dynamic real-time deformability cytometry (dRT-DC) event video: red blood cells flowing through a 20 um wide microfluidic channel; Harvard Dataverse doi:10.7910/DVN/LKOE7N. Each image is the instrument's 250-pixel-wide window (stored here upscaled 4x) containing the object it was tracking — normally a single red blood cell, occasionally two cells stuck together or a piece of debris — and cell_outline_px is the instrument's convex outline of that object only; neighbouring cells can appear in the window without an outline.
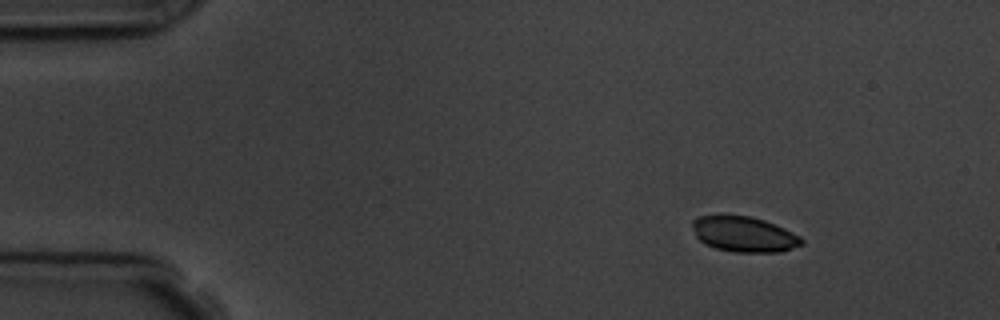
{"species": "common noctule bat (a hibernating species)", "species_latin": "Nyctalus noctula", "temperature_condition": "room temperature", "stored_images_in_passage": 9, "camera_frame_rate_fps": 3000, "um_per_image_px": 0.085, "animal": {"sex": "male", "body_mass_g": 19.5, "forearm_length_mm": 54.6}, "frame": {"image": 1, "passage_image": 1, "time_ms": 0.0, "image_size_px": [1000, 320], "cell_outline_px": [[804, 244], [780, 252], [732, 252], [716, 248], [704, 244], [696, 236], [692, 228], [692, 220], [700, 216], [720, 212], [752, 216], [764, 220], [784, 228], [800, 236], [804, 240]], "centroid_in_image_um": [63.2, 19.87], "position_along_channel_um": 21.8, "area_um2": 23.24}}
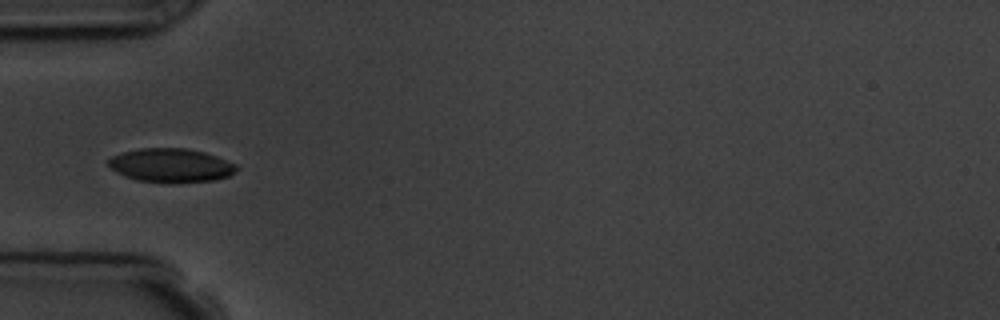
{"frame": {"image": 2, "passage_image": 4, "time_ms": 3.667, "image_size_px": [1000, 320], "cell_outline_px": [[240, 168], [228, 176], [216, 180], [172, 184], [164, 184], [136, 180], [124, 176], [116, 172], [108, 164], [108, 160], [112, 156], [124, 152], [140, 148], [188, 148], [204, 152], [216, 156], [236, 164]], "centroid_in_image_um": [14.55, 14.08], "position_along_channel_um": 70.5, "area_um2": 25.66}}
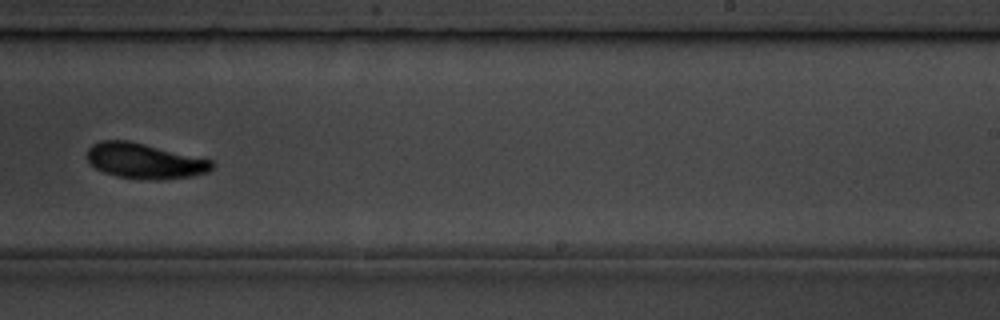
{"frame": {"image": 3, "passage_image": 9, "time_ms": 9.333, "image_size_px": [1000, 320], "cell_outline_px": [[216, 164], [208, 172], [192, 176], [164, 180], [152, 180], [116, 176], [104, 172], [96, 168], [88, 160], [88, 148], [92, 144], [100, 140], [128, 140], [212, 160]], "centroid_in_image_um": [12.31, 13.68], "position_along_channel_um": 276.7, "area_um2": 25.66}}